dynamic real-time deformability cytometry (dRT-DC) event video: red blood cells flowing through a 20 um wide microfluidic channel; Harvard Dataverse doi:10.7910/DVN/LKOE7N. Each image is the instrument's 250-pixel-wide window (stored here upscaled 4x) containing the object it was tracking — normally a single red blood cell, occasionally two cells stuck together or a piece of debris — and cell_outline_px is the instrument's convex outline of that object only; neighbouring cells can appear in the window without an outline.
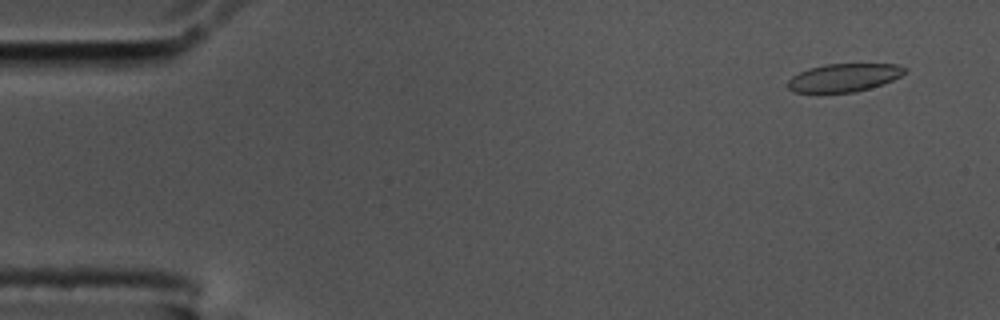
{"species": "common noctule bat (a hibernating species)", "species_latin": "Nyctalus noctula", "temperature_condition": "cold", "stored_images_in_passage": 13, "camera_frame_rate_fps": 3000, "um_per_image_px": 0.085, "animal": {"sex": "male", "body_mass_g": 17.5, "forearm_length_mm": 52.3}, "frame": {"image": 1, "passage_image": 4, "time_ms": 1.0, "image_size_px": [1000, 320], "cell_outline_px": [[908, 72], [892, 80], [856, 92], [792, 92], [788, 88], [788, 80], [792, 76], [808, 68], [824, 64], [896, 64], [908, 68]], "centroid_in_image_um": [71.74, 6.58], "position_along_channel_um": 13.3, "area_um2": 19.07}}